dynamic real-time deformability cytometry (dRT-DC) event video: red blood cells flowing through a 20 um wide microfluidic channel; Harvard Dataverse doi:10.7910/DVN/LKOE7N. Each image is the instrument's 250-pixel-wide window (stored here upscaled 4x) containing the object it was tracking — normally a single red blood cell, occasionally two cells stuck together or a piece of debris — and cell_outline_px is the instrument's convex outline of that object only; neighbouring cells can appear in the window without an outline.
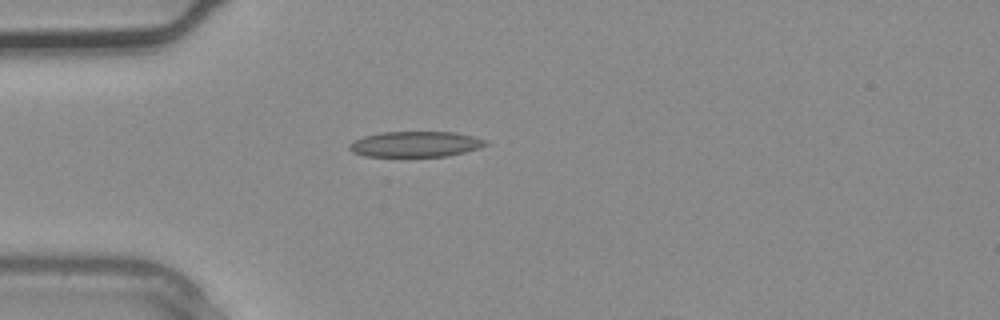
{"species": "common noctule bat (a hibernating species)", "species_latin": "Nyctalus noctula", "temperature_condition": "warm", "stored_images_in_passage": 3, "camera_frame_rate_fps": 3000, "um_per_image_px": 0.085, "animal": {"sex": "male", "body_mass_g": 20.4}, "frame": {"image": 1, "passage_image": 2, "time_ms": 0.333, "image_size_px": [1000, 320], "cell_outline_px": [[488, 144], [480, 148], [448, 156], [364, 156], [352, 152], [348, 148], [348, 144], [352, 140], [364, 136], [380, 132], [456, 132], [488, 140]], "centroid_in_image_um": [35.3, 12.25], "position_along_channel_um": 49.7, "area_um2": 20.46}}